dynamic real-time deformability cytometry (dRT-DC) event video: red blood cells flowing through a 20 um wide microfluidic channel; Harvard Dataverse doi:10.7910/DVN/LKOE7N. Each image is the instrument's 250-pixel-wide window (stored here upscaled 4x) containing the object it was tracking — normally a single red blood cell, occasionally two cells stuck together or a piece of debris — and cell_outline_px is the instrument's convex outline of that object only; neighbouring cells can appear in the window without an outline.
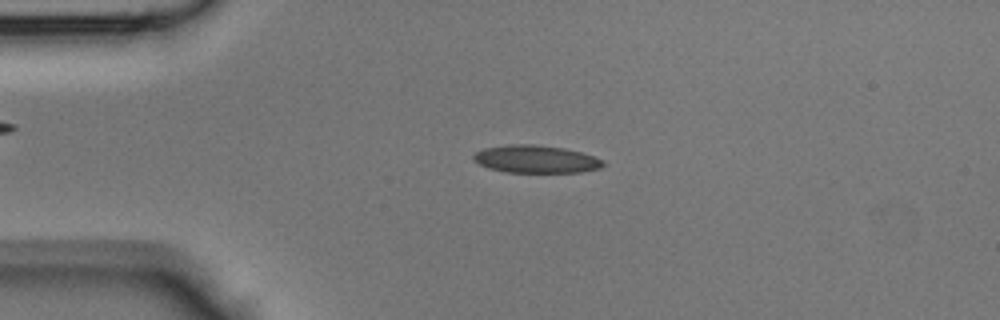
{"species": "Egyptian fruit bat (a non-hibernating species)", "species_latin": "Rousettus aegyptiacus", "temperature_condition": "room temperature", "stored_images_in_passage": 39, "camera_frame_rate_fps": 3000, "um_per_image_px": 0.085, "animal": {"sex": "male"}, "frame": {"image": 1, "passage_image": 5, "time_ms": 1.333, "image_size_px": [1000, 320], "cell_outline_px": [[608, 164], [600, 168], [580, 172], [504, 172], [488, 168], [480, 164], [472, 156], [476, 152], [484, 148], [512, 144], [532, 144], [564, 148], [580, 152], [604, 160]], "centroid_in_image_um": [45.58, 13.53], "position_along_channel_um": 39.4, "area_um2": 20.81}}
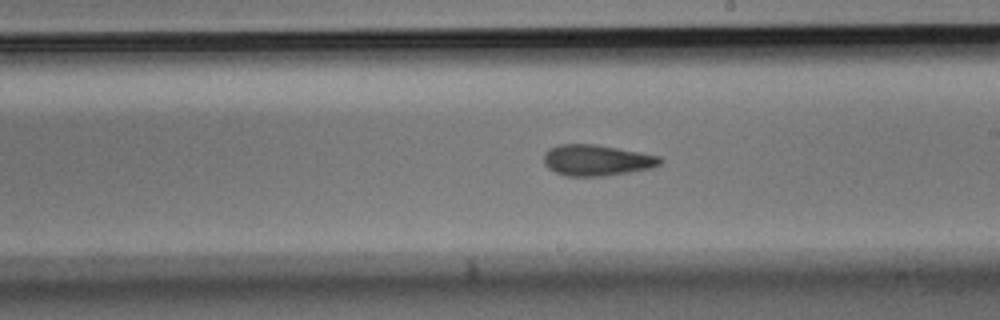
{"frame": {"image": 2, "passage_image": 20, "time_ms": 6.333, "image_size_px": [1000, 320], "cell_outline_px": [[664, 160], [660, 164], [652, 168], [604, 176], [568, 176], [556, 172], [548, 168], [544, 164], [544, 152], [548, 148], [560, 144], [596, 144], [660, 156]], "centroid_in_image_um": [50.71, 13.61], "position_along_channel_um": 238.3, "area_um2": 21.04}}
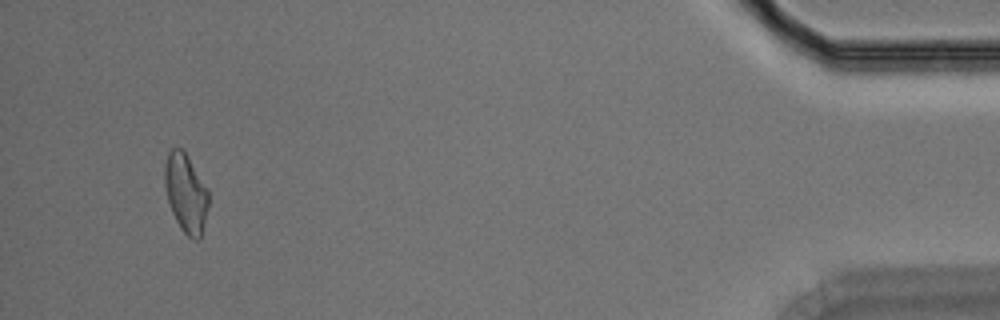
{"frame": {"image": 3, "passage_image": 37, "time_ms": 12.0, "image_size_px": [1000, 320], "cell_outline_px": [[208, 208], [200, 240], [192, 240], [180, 228], [172, 212], [168, 200], [164, 184], [164, 164], [168, 152], [172, 148], [180, 148], [184, 152], [208, 188]], "centroid_in_image_um": [15.79, 16.43], "position_along_channel_um": 419.4, "area_um2": 20.06}}